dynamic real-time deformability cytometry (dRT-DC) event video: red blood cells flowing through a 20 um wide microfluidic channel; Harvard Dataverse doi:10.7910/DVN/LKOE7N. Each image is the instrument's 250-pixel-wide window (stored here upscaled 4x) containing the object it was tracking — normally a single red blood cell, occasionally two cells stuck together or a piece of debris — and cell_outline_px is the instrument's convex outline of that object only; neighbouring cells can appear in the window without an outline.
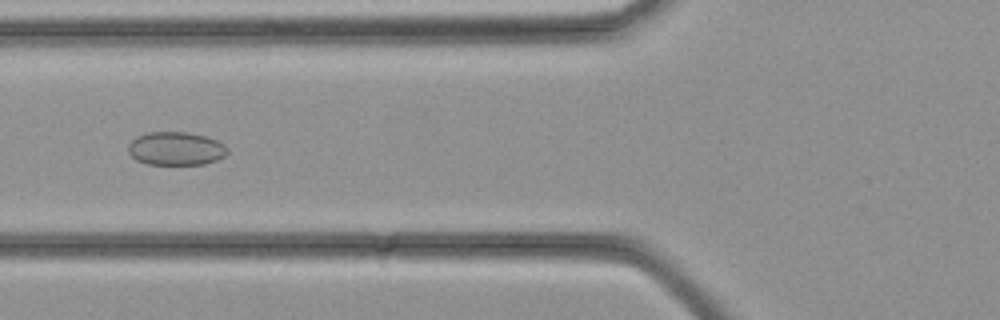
{"species": "common noctule bat (a hibernating species)", "species_latin": "Nyctalus noctula", "temperature_condition": "cold", "stored_images_in_passage": 27, "camera_frame_rate_fps": 3000, "um_per_image_px": 0.085, "animal": {"sex": "female", "body_mass_g": 21.9}, "frame": {"image": 1, "passage_image": 5, "time_ms": 1.333, "image_size_px": [1000, 320], "cell_outline_px": [[228, 152], [224, 156], [216, 160], [204, 164], [148, 164], [136, 160], [128, 152], [128, 144], [136, 136], [148, 132], [188, 132], [208, 136], [224, 144], [228, 148]], "centroid_in_image_um": [14.95, 12.62], "position_along_channel_um": 110.8, "area_um2": 19.42}}
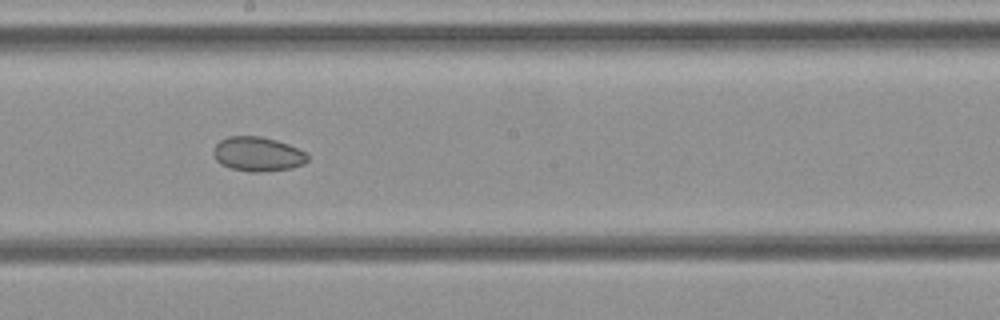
{"frame": {"image": 2, "passage_image": 11, "time_ms": 3.333, "image_size_px": [1000, 320], "cell_outline_px": [[308, 160], [304, 164], [292, 168], [260, 172], [248, 172], [228, 168], [220, 164], [216, 160], [212, 152], [216, 144], [220, 140], [228, 136], [260, 136], [276, 140], [288, 144], [308, 152]], "centroid_in_image_um": [21.9, 13.1], "position_along_channel_um": 226.3, "area_um2": 19.19}}
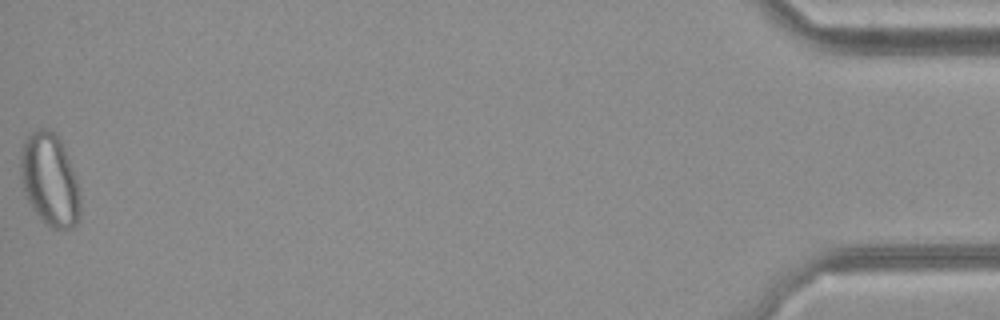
{"frame": {"image": 3, "passage_image": 27, "time_ms": 8.667, "image_size_px": [1000, 320], "cell_outline_px": [[80, 220], [72, 228], [52, 228], [32, 208], [24, 192], [20, 172], [20, 156], [24, 140], [32, 132], [40, 128], [48, 128], [56, 132], [64, 148], [76, 180], [80, 192]], "centroid_in_image_um": [4.23, 15.26], "position_along_channel_um": 431.0, "area_um2": 31.96}}